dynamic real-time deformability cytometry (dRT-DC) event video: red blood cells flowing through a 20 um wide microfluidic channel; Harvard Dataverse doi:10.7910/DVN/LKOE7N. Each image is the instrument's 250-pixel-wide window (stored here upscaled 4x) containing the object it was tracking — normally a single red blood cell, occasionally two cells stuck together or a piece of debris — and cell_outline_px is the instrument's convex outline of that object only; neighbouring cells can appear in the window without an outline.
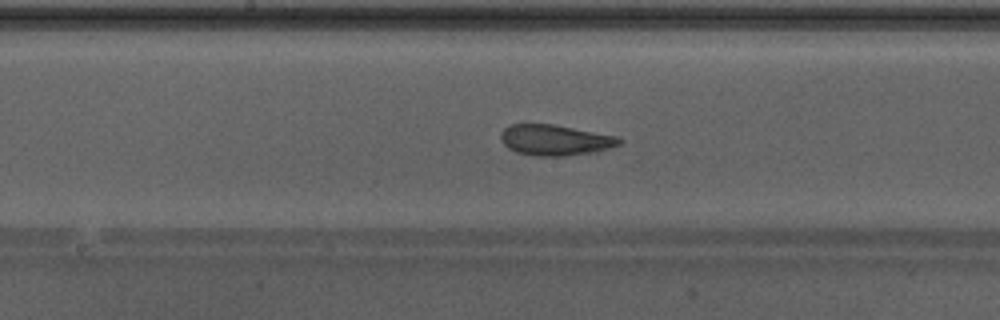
{"species": "Egyptian fruit bat (a non-hibernating species)", "species_latin": "Rousettus aegyptiacus", "temperature_condition": "warm", "stored_images_in_passage": 30, "camera_frame_rate_fps": 3000, "um_per_image_px": 0.085, "animal": {"sex": "male"}, "frame": {"image": 1, "passage_image": 25, "time_ms": 8.0, "image_size_px": [1000, 320], "cell_outline_px": [[624, 140], [620, 144], [612, 148], [600, 152], [564, 156], [532, 156], [516, 152], [508, 148], [500, 140], [500, 132], [508, 124], [552, 124], [616, 136]], "centroid_in_image_um": [47.18, 11.92], "position_along_channel_um": 201.0, "area_um2": 21.56}}